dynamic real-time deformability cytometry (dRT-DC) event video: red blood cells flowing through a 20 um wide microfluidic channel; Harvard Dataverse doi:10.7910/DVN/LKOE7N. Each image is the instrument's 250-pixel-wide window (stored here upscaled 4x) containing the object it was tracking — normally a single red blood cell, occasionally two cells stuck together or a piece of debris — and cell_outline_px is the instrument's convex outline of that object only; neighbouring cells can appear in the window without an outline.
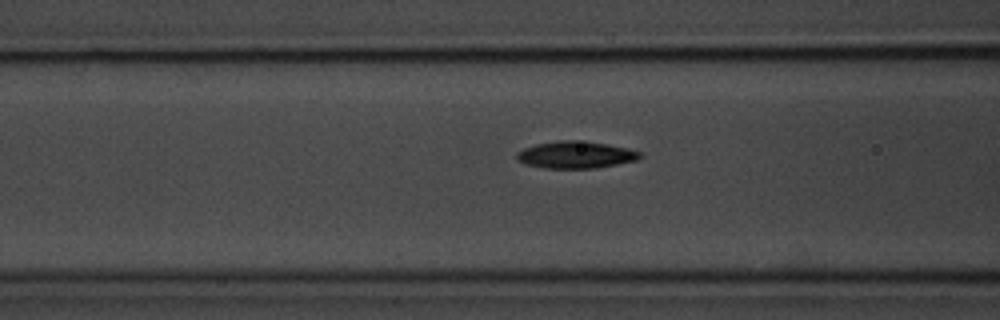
{"species": "common noctule bat (a hibernating species)", "species_latin": "Nyctalus noctula", "temperature_condition": "room temperature", "stored_images_in_passage": 14, "camera_frame_rate_fps": 3000, "um_per_image_px": 0.085, "animal": {"sex": "male", "body_mass_g": 20.1, "forearm_length_mm": 53.5}, "frame": {"image": 1, "passage_image": 8, "time_ms": 2.333, "image_size_px": [1000, 320], "cell_outline_px": [[644, 156], [636, 160], [596, 168], [544, 168], [524, 164], [516, 160], [516, 152], [524, 148], [536, 144], [560, 140], [572, 140], [608, 144], [628, 148], [640, 152]], "centroid_in_image_um": [48.91, 13.16], "position_along_channel_um": 117.7, "area_um2": 19.42}}
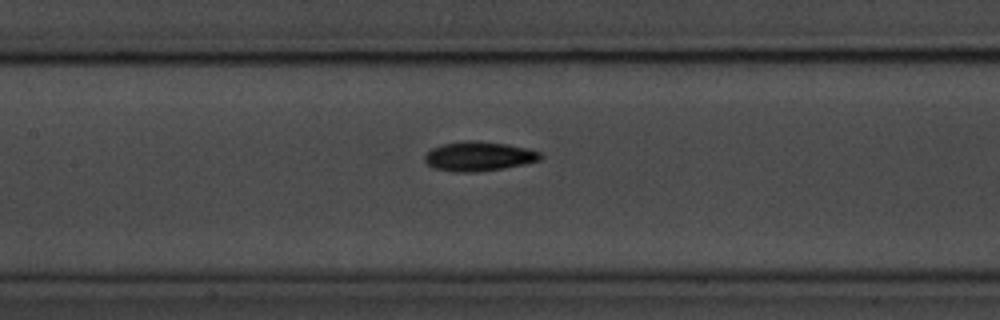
{"frame": {"image": 2, "passage_image": 12, "time_ms": 3.667, "image_size_px": [1000, 320], "cell_outline_px": [[544, 156], [540, 160], [524, 164], [500, 168], [472, 172], [460, 172], [432, 168], [424, 160], [424, 156], [432, 148], [444, 144], [464, 140], [476, 140], [508, 144], [528, 148], [540, 152]], "centroid_in_image_um": [40.71, 13.27], "position_along_channel_um": 166.7, "area_um2": 19.77}}